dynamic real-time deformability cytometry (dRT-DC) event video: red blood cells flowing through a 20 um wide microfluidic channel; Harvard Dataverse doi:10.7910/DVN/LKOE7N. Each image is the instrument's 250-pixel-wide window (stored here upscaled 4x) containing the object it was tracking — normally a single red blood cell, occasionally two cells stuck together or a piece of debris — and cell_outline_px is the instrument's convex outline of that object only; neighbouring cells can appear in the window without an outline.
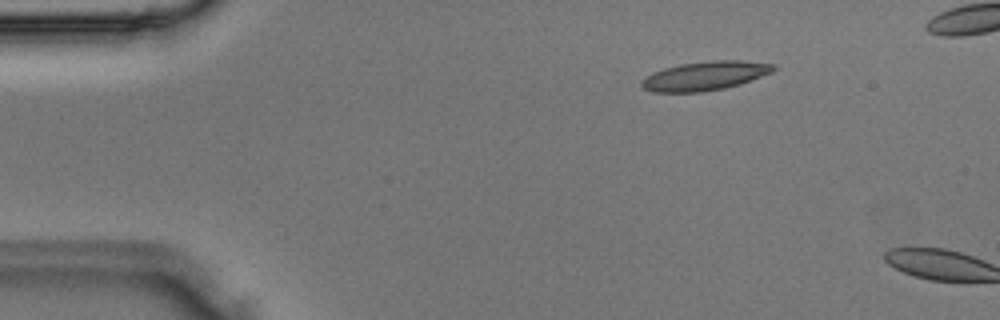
{"species": "Egyptian fruit bat (a non-hibernating species)", "species_latin": "Rousettus aegyptiacus", "temperature_condition": "room temperature", "stored_images_in_passage": 3, "camera_frame_rate_fps": 3000, "um_per_image_px": 0.085, "animal": {"sex": "male"}, "frame": {"image": 1, "passage_image": 2, "time_ms": 0.333, "image_size_px": [1000, 320], "cell_outline_px": [[776, 68], [772, 72], [740, 84], [724, 88], [704, 92], [652, 92], [644, 88], [640, 84], [640, 80], [652, 72], [664, 68], [680, 64], [712, 60], [740, 60], [776, 64]], "centroid_in_image_um": [59.91, 6.44], "position_along_channel_um": 25.1, "area_um2": 22.37}}